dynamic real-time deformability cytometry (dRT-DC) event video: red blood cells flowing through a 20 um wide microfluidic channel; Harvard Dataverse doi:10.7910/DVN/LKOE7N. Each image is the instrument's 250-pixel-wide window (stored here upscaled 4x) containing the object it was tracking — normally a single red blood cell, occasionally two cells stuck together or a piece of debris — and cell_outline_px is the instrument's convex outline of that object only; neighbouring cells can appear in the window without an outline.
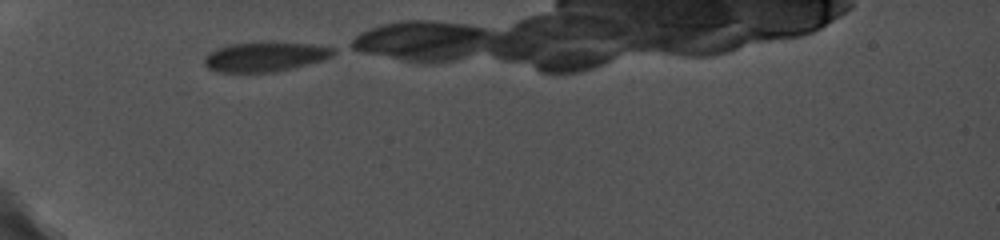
{"species": "common noctule bat (a hibernating species)", "species_latin": "Nyctalus noctula", "temperature_condition": "cold", "stored_images_in_passage": 5, "camera_frame_rate_fps": 5000, "um_per_image_px": 0.085, "animal": {"sex": "female", "body_mass_g": 19.0, "forearm_length_mm": 56.7}, "frame": {"image": 1, "passage_image": 1, "time_ms": 0.0, "image_size_px": [1000, 240], "cell_outline_px": [[336, 52], [332, 56], [320, 60], [272, 72], [216, 72], [208, 68], [204, 64], [204, 56], [208, 52], [216, 48], [228, 44], [308, 44], [336, 48]], "centroid_in_image_um": [22.43, 4.84], "position_along_channel_um": 62.6, "area_um2": 21.39}}